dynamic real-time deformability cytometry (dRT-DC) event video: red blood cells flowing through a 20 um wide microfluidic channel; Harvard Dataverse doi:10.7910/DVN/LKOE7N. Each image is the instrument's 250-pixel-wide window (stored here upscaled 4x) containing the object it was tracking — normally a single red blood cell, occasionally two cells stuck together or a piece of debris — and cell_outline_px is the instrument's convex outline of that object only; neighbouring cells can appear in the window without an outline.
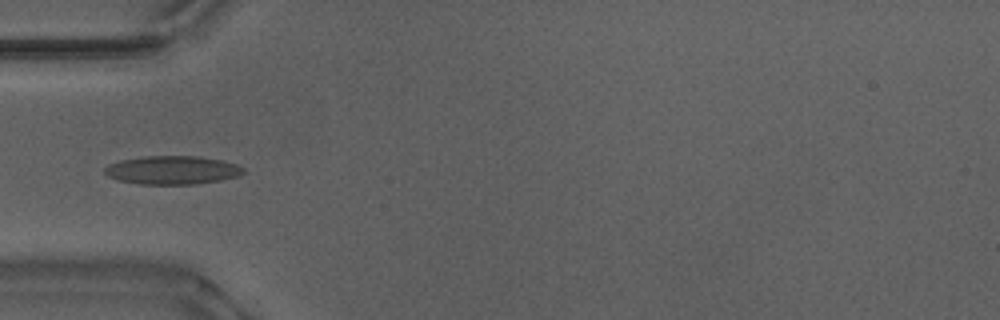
{"species": "Egyptian fruit bat (a non-hibernating species)", "species_latin": "Rousettus aegyptiacus", "temperature_condition": "warm", "stored_images_in_passage": 13, "camera_frame_rate_fps": 3000, "um_per_image_px": 0.085, "animal": {"sex": "male"}, "frame": {"image": 1, "passage_image": 1, "time_ms": 0.0, "image_size_px": [1000, 320], "cell_outline_px": [[244, 172], [240, 176], [220, 180], [196, 184], [140, 184], [120, 180], [108, 176], [104, 172], [104, 168], [108, 164], [120, 160], [144, 156], [196, 156], [220, 160], [236, 164], [244, 168]], "centroid_in_image_um": [14.64, 14.46], "position_along_channel_um": 70.4, "area_um2": 22.95}}
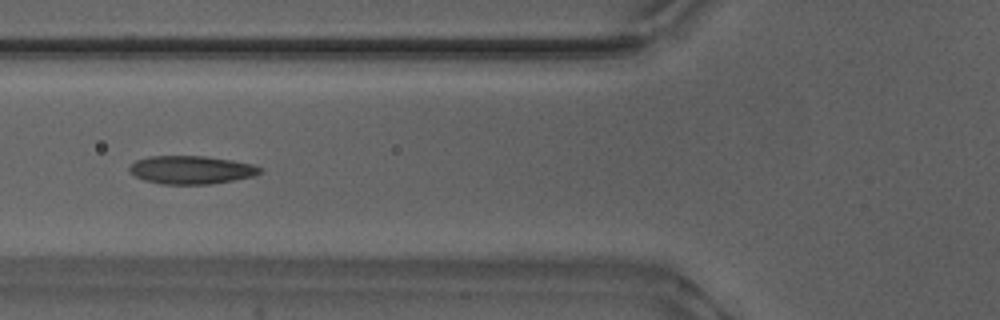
{"frame": {"image": 2, "passage_image": 4, "time_ms": 1.0, "image_size_px": [1000, 320], "cell_outline_px": [[264, 168], [260, 172], [252, 176], [212, 184], [160, 184], [144, 180], [136, 176], [128, 168], [136, 160], [148, 156], [204, 156], [252, 164]], "centroid_in_image_um": [16.24, 14.44], "position_along_channel_um": 109.6, "area_um2": 21.21}}
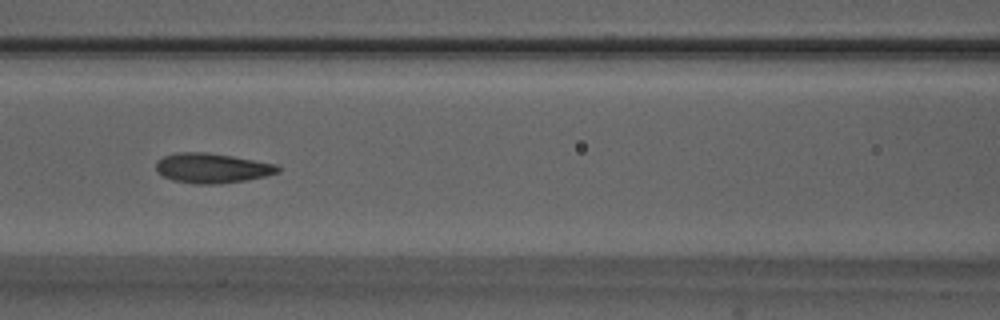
{"frame": {"image": 3, "passage_image": 7, "time_ms": 2.0, "image_size_px": [1000, 320], "cell_outline_px": [[280, 172], [264, 176], [244, 180], [220, 184], [192, 184], [172, 180], [156, 172], [156, 160], [164, 156], [176, 152], [208, 152], [232, 156], [276, 164], [280, 168]], "centroid_in_image_um": [17.98, 14.29], "position_along_channel_um": 148.6, "area_um2": 21.27}}